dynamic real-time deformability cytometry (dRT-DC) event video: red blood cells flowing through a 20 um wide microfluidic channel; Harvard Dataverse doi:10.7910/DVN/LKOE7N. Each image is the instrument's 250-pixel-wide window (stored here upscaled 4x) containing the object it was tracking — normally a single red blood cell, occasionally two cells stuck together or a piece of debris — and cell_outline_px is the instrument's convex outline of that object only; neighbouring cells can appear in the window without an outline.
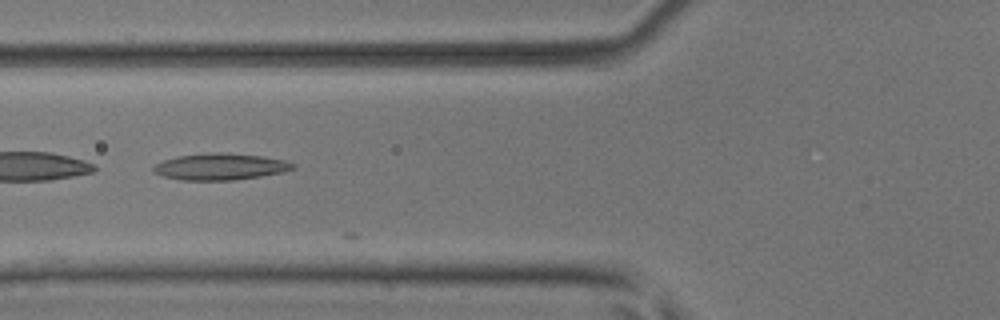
{"species": "common noctule bat (a hibernating species)", "species_latin": "Nyctalus noctula", "temperature_condition": "room temperature", "stored_images_in_passage": 7, "camera_frame_rate_fps": 3000, "um_per_image_px": 0.085, "animal": {"sex": "male", "body_mass_g": 17.9, "forearm_length_mm": 54.2}, "frame": {"image": 1, "passage_image": 6, "time_ms": 1.667, "image_size_px": [1000, 320], "cell_outline_px": [[296, 168], [284, 172], [260, 176], [232, 180], [180, 180], [164, 176], [152, 172], [152, 168], [156, 164], [164, 160], [176, 156], [208, 152], [224, 152], [264, 156], [288, 160], [296, 164]], "centroid_in_image_um": [18.76, 14.15], "position_along_channel_um": 107.0, "area_um2": 21.91}}
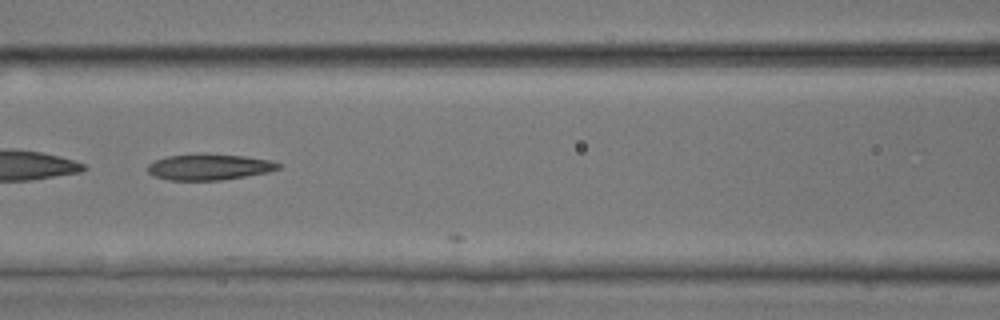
{"frame": {"image": 2, "passage_image": 7, "time_ms": 2.0, "image_size_px": [1000, 320], "cell_outline_px": [[280, 168], [268, 172], [220, 180], [168, 180], [156, 176], [148, 172], [148, 164], [156, 160], [168, 156], [204, 152], [244, 156], [272, 160], [280, 164]], "centroid_in_image_um": [17.79, 14.17], "position_along_channel_um": 148.8, "area_um2": 19.94}}